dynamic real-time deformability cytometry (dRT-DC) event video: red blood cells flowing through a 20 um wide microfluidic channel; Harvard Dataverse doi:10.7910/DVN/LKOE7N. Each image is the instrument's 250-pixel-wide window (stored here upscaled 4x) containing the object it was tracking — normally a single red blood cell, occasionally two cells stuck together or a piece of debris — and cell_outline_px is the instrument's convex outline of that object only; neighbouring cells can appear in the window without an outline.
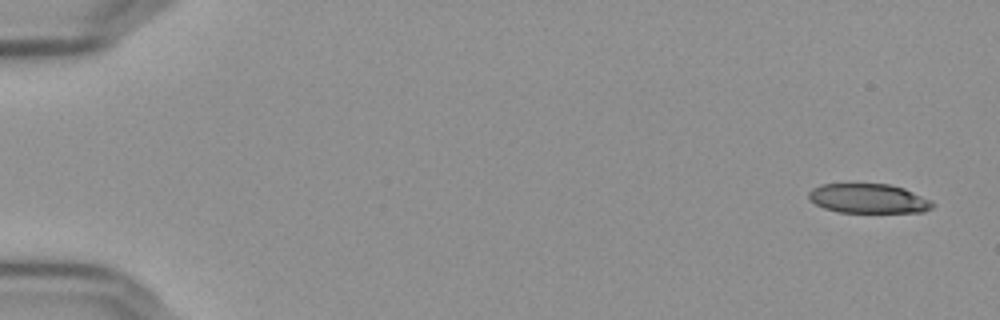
{"species": "Egyptian fruit bat (a non-hibernating species)", "species_latin": "Rousettus aegyptiacus", "temperature_condition": "cold", "stored_images_in_passage": 5, "camera_frame_rate_fps": 3000, "um_per_image_px": 0.085, "frame": {"image": 1, "passage_image": 1, "time_ms": 0.0, "image_size_px": [1000, 320], "cell_outline_px": [[936, 204], [932, 208], [924, 212], [840, 212], [824, 208], [808, 200], [808, 192], [812, 188], [820, 184], [888, 184], [904, 188], [932, 200]], "centroid_in_image_um": [73.82, 16.87], "position_along_channel_um": 11.2, "area_um2": 21.39}}
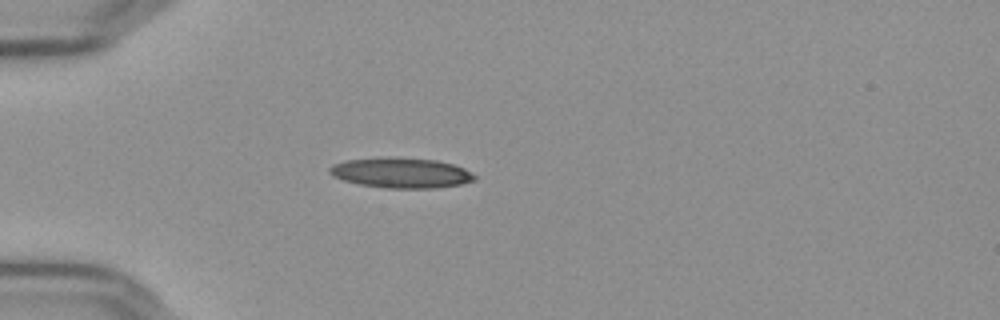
{"frame": {"image": 2, "passage_image": 4, "time_ms": 1.0, "image_size_px": [1000, 320], "cell_outline_px": [[476, 180], [460, 184], [436, 188], [384, 188], [360, 184], [344, 180], [332, 176], [328, 172], [328, 168], [332, 164], [344, 160], [388, 156], [436, 160], [452, 164], [464, 168], [476, 176]], "centroid_in_image_um": [34.05, 14.68], "position_along_channel_um": 50.9, "area_um2": 25.78}}